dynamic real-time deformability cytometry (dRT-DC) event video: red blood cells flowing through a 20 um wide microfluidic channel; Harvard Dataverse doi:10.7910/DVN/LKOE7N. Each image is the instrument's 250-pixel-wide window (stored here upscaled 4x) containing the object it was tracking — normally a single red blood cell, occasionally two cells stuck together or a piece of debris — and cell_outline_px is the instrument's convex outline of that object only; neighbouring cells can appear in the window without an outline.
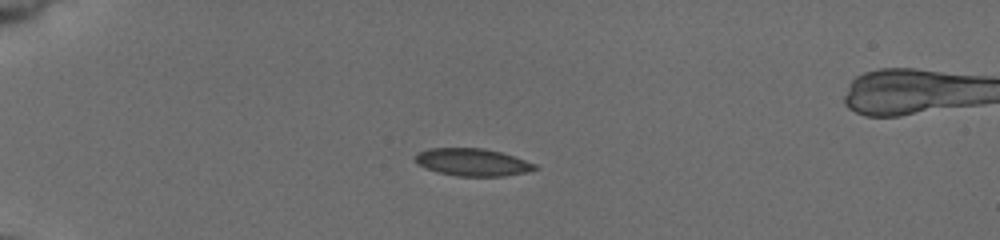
{"species": "common noctule bat (a hibernating species)", "species_latin": "Nyctalus noctula", "temperature_condition": "cold", "stored_images_in_passage": 40, "camera_frame_rate_fps": 3000, "um_per_image_px": 0.085, "animal": {"sex": "female", "body_mass_g": 19.5, "forearm_length_mm": 54.1}, "frame": {"image": 1, "passage_image": 1, "time_ms": 0.0, "image_size_px": [1000, 240], "cell_outline_px": [[540, 168], [524, 172], [504, 176], [456, 176], [436, 172], [424, 168], [416, 164], [416, 152], [428, 148], [484, 148], [500, 152], [536, 164]], "centroid_in_image_um": [40.1, 13.79], "position_along_channel_um": 44.9, "area_um2": 19.19}}
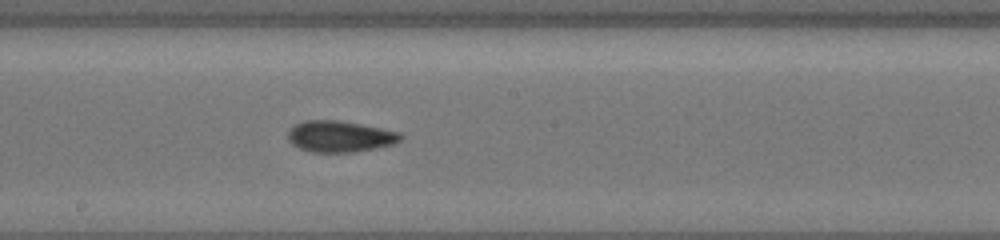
{"frame": {"image": 2, "passage_image": 18, "time_ms": 5.667, "image_size_px": [1000, 240], "cell_outline_px": [[404, 136], [396, 144], [376, 148], [352, 152], [308, 152], [292, 144], [288, 140], [288, 132], [296, 124], [304, 120], [340, 120], [400, 132]], "centroid_in_image_um": [28.9, 11.6], "position_along_channel_um": 219.3, "area_um2": 20.58}}
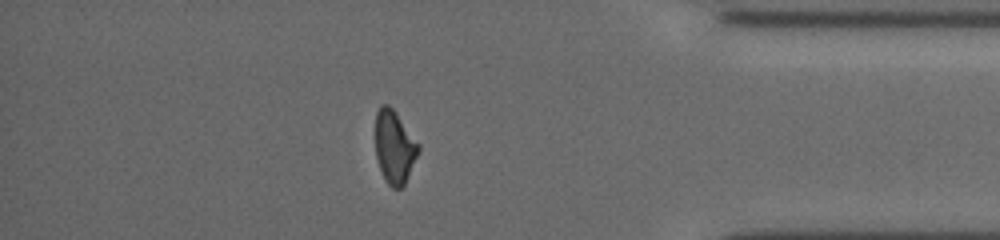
{"frame": {"image": 3, "passage_image": 34, "time_ms": 11.0, "image_size_px": [1000, 240], "cell_outline_px": [[420, 148], [404, 184], [400, 188], [392, 188], [384, 180], [376, 156], [376, 112], [380, 104], [388, 104], [396, 112], [420, 144]], "centroid_in_image_um": [33.52, 12.46], "position_along_channel_um": 401.7, "area_um2": 18.21}, "authors_computed_cell_mechanics": {"area_um2": 19.5075, "velocity_mm_per_s": 3.8406, "shape_relaxation_time_tau1_ms": 7.6582, "shape_relaxation_time_tau2_ms": 4.6748, "deformation_change_tau1": 0.1437, "deformation_change_tau2": 0.0786}}